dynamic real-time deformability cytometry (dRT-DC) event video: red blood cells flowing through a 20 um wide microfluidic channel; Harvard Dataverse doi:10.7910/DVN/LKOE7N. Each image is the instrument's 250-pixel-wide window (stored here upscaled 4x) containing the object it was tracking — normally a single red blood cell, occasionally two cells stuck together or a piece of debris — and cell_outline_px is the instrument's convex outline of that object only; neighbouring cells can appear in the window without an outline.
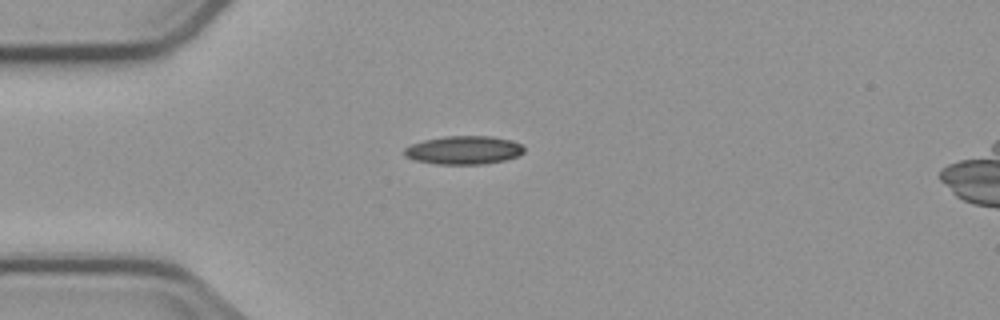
{"species": "common noctule bat (a hibernating species)", "species_latin": "Nyctalus noctula", "temperature_condition": "cold", "stored_images_in_passage": 5, "camera_frame_rate_fps": 3000, "um_per_image_px": 0.085, "animal": {"sex": "male", "body_mass_g": 23.1, "forearm_length_mm": 52.7}, "frame": {"image": 1, "passage_image": 5, "time_ms": 5.667, "image_size_px": [1000, 320], "cell_outline_px": [[524, 152], [516, 156], [504, 160], [484, 164], [436, 164], [416, 160], [404, 156], [404, 148], [412, 144], [424, 140], [444, 136], [492, 136], [512, 140], [524, 144]], "centroid_in_image_um": [39.44, 12.75], "position_along_channel_um": 45.6, "area_um2": 19.88}}